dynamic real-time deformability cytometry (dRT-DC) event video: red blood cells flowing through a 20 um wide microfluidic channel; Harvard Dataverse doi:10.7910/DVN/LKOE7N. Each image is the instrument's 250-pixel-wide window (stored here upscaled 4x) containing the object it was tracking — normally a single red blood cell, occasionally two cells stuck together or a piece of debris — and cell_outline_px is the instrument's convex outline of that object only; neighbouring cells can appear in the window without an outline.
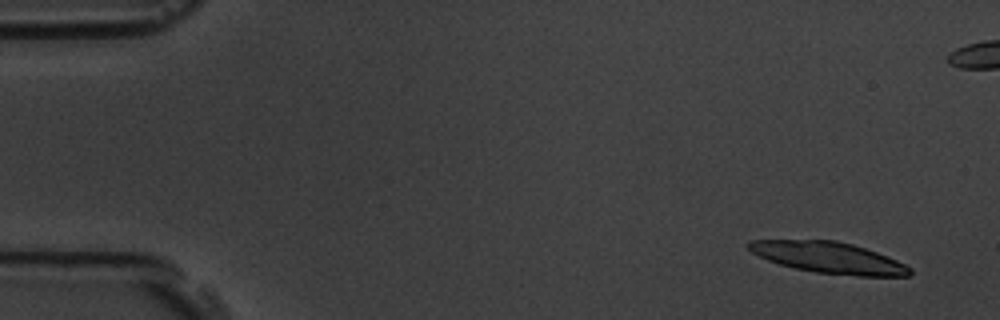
{"species": "common noctule bat (a hibernating species)", "species_latin": "Nyctalus noctula", "temperature_condition": "room temperature", "stored_images_in_passage": 7, "camera_frame_rate_fps": 3000, "um_per_image_px": 0.085, "animal": {"sex": "male", "body_mass_g": 19.5, "forearm_length_mm": 54.6}, "frame": {"image": 1, "passage_image": 2, "time_ms": 0.333, "image_size_px": [1000, 320], "cell_outline_px": [[912, 272], [908, 276], [856, 276], [816, 272], [796, 268], [780, 264], [768, 260], [752, 252], [748, 248], [748, 240], [836, 240], [852, 244], [876, 252], [896, 260], [912, 268]], "centroid_in_image_um": [70.45, 21.9], "position_along_channel_um": 14.5, "area_um2": 29.02}}
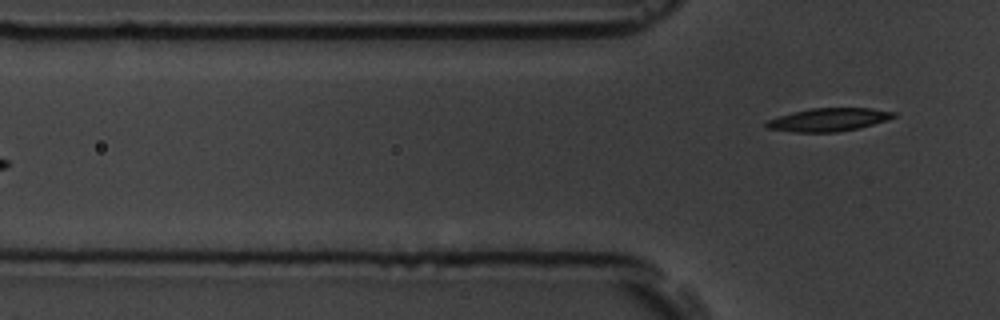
{"frame": {"image": 2, "passage_image": 7, "time_ms": 2.0, "image_size_px": [1000, 320], "cell_outline_px": [[896, 116], [888, 120], [860, 128], [836, 132], [792, 132], [768, 128], [764, 124], [768, 120], [792, 112], [812, 108], [872, 108], [896, 112]], "centroid_in_image_um": [70.47, 10.17], "position_along_channel_um": 55.3, "area_um2": 17.17}}